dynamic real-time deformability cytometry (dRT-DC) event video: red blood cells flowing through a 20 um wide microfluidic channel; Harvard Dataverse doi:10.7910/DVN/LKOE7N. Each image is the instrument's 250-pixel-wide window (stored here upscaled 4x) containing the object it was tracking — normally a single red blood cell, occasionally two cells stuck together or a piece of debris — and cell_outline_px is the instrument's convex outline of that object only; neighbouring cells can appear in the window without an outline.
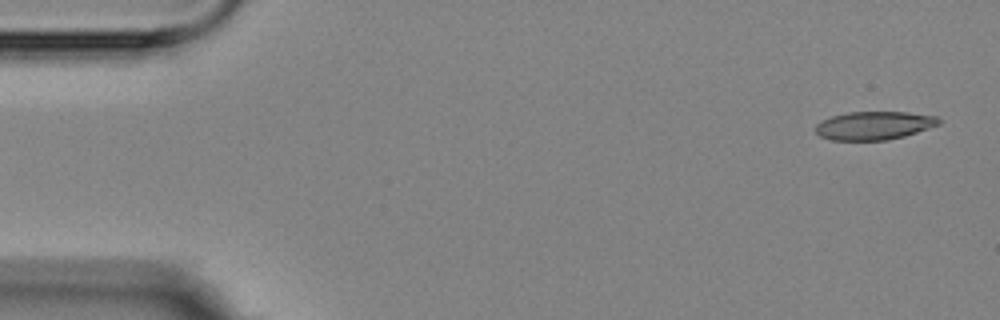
{"species": "Egyptian fruit bat (a non-hibernating species)", "species_latin": "Rousettus aegyptiacus", "temperature_condition": "room temperature", "stored_images_in_passage": 3, "segment_of_instrument_passage": [2, 2], "camera_frame_rate_fps": 3000, "um_per_image_px": 0.085, "animal": {"sex": "female"}, "frame": {"image": 1, "passage_image": 3, "time_ms": 2.333, "image_size_px": [1000, 320], "cell_outline_px": [[944, 120], [940, 124], [904, 136], [888, 140], [832, 140], [820, 136], [816, 132], [816, 124], [820, 120], [832, 116], [848, 112], [908, 112], [936, 116]], "centroid_in_image_um": [74.31, 10.66], "position_along_channel_um": 10.7, "area_um2": 20.4}}